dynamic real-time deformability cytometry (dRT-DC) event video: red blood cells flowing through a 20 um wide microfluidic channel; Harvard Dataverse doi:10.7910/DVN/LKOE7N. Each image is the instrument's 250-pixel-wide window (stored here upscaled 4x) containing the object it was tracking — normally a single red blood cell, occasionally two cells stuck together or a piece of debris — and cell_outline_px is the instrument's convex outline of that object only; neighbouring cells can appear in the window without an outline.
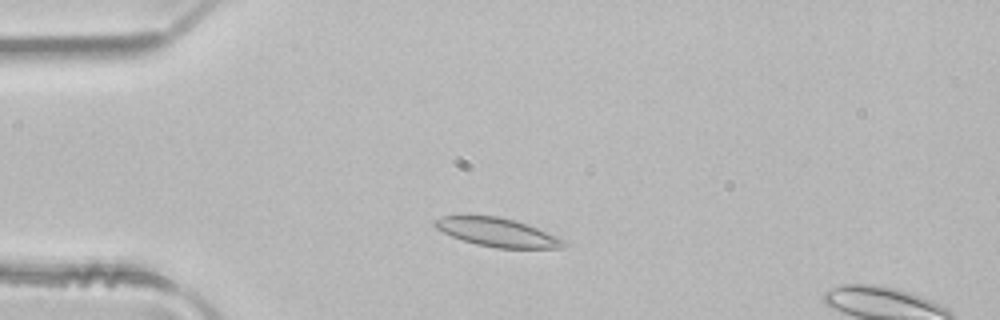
{"species": "common noctule bat (a hibernating species)", "species_latin": "Nyctalus noctula", "temperature_condition": "room temperature", "stored_images_in_passage": 3, "camera_frame_rate_fps": 3000, "um_per_image_px": 0.085, "animal": {"sex": "male", "body_mass_g": 21.5, "forearm_length_mm": 52.0}, "frame": {"image": 1, "passage_image": 2, "time_ms": 0.333, "image_size_px": [1000, 320], "cell_outline_px": [[568, 244], [564, 248], [496, 248], [476, 244], [452, 236], [436, 228], [432, 224], [432, 220], [444, 216], [464, 212], [500, 216], [516, 220], [568, 240]], "centroid_in_image_um": [42.24, 19.7], "position_along_channel_um": 42.8, "area_um2": 22.37}}